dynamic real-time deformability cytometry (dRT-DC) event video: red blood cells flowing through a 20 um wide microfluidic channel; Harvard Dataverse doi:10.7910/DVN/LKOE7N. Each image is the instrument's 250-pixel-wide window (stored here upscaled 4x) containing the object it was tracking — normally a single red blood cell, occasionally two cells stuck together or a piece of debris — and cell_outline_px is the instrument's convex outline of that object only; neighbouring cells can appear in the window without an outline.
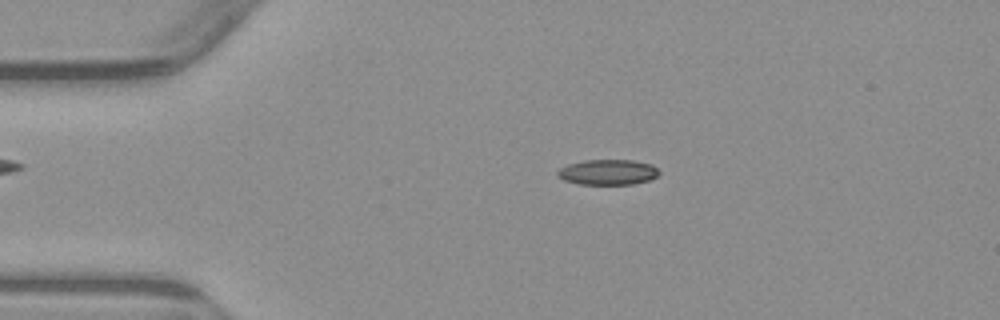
{"species": "common noctule bat (a hibernating species)", "species_latin": "Nyctalus noctula", "temperature_condition": "warm", "stored_images_in_passage": 4, "camera_frame_rate_fps": 3000, "um_per_image_px": 0.085, "animal": {"sex": "male", "body_mass_g": 23.1, "forearm_length_mm": 52.7}, "frame": {"image": 1, "passage_image": 3, "time_ms": 3.333, "image_size_px": [1000, 320], "cell_outline_px": [[660, 172], [656, 176], [648, 180], [632, 184], [580, 184], [564, 180], [556, 176], [556, 172], [560, 168], [568, 164], [584, 160], [632, 160], [652, 164]], "centroid_in_image_um": [51.64, 14.63], "position_along_channel_um": 33.4, "area_um2": 14.97}}